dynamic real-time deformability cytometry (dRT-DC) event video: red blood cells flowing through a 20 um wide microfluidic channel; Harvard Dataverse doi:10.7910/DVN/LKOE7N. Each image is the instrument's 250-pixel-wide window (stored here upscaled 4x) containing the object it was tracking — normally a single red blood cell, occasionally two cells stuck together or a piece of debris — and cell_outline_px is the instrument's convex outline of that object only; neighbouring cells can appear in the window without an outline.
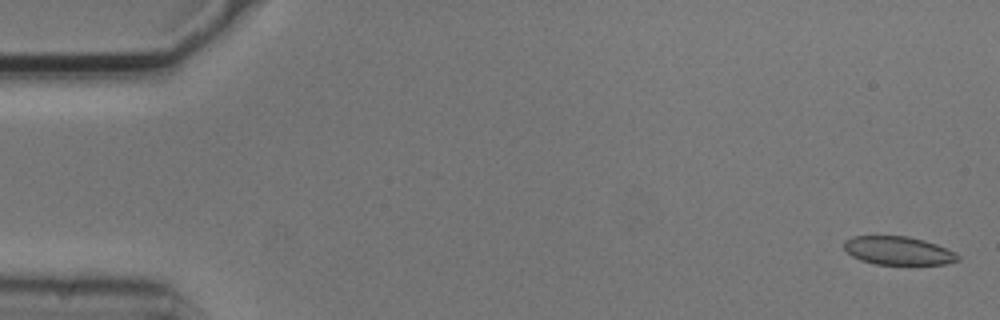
{"species": "common noctule bat (a hibernating species)", "species_latin": "Nyctalus noctula", "temperature_condition": "cold", "stored_images_in_passage": 5, "camera_frame_rate_fps": 3000, "um_per_image_px": 0.085, "animal": {"sex": "male", "body_mass_g": 20.5, "forearm_length_mm": 52.5}, "frame": {"image": 1, "passage_image": 1, "time_ms": 0.0, "image_size_px": [1000, 320], "cell_outline_px": [[960, 260], [944, 264], [876, 264], [860, 260], [852, 256], [844, 248], [844, 240], [852, 236], [908, 236], [924, 240], [936, 244], [956, 252], [960, 256]], "centroid_in_image_um": [76.36, 21.3], "position_along_channel_um": 8.6, "area_um2": 18.84}}
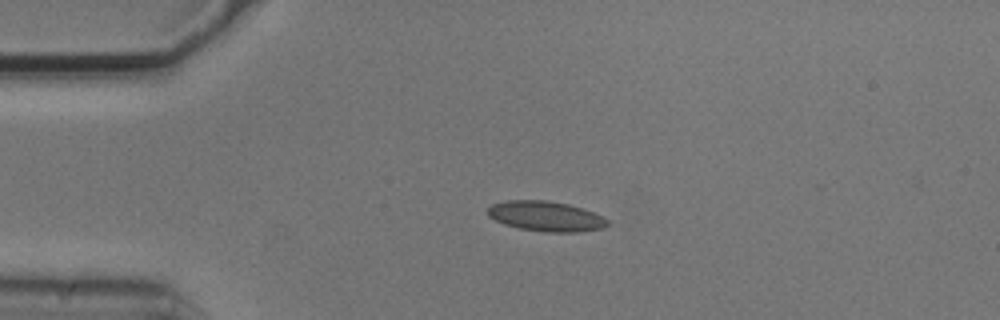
{"frame": {"image": 2, "passage_image": 4, "time_ms": 1.0, "image_size_px": [1000, 320], "cell_outline_px": [[608, 224], [604, 228], [576, 232], [548, 232], [520, 228], [504, 224], [488, 216], [488, 208], [492, 204], [504, 200], [548, 200], [568, 204], [604, 216], [608, 220]], "centroid_in_image_um": [46.39, 18.37], "position_along_channel_um": 38.6, "area_um2": 20.92}}